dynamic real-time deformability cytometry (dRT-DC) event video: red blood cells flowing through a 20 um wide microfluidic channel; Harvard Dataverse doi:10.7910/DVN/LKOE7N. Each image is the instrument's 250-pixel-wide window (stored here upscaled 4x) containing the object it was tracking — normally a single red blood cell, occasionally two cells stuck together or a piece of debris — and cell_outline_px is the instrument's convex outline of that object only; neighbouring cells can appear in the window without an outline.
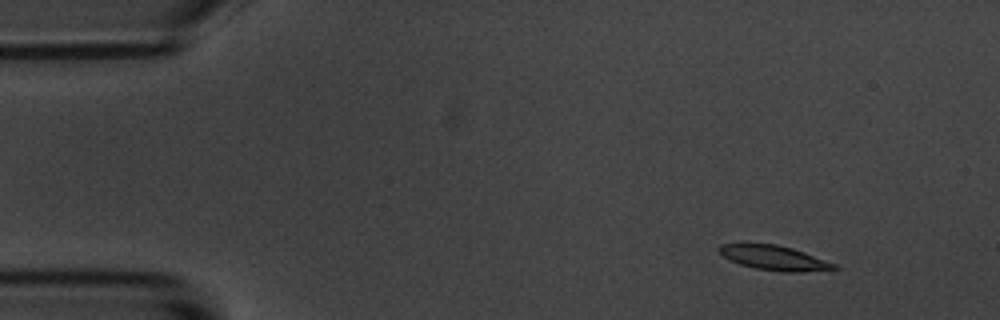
{"species": "common noctule bat (a hibernating species)", "species_latin": "Nyctalus noctula", "temperature_condition": "room temperature", "stored_images_in_passage": 6, "camera_frame_rate_fps": 3000, "um_per_image_px": 0.085, "animal": {"sex": "male", "body_mass_g": 20.1, "forearm_length_mm": 53.5}, "frame": {"image": 1, "passage_image": 2, "time_ms": 1.333, "image_size_px": [1000, 320], "cell_outline_px": [[840, 268], [800, 272], [780, 272], [756, 268], [740, 264], [724, 256], [716, 248], [720, 244], [740, 240], [748, 240], [776, 244], [792, 248], [804, 252], [836, 264]], "centroid_in_image_um": [65.69, 21.85], "position_along_channel_um": 19.3, "area_um2": 17.17}}
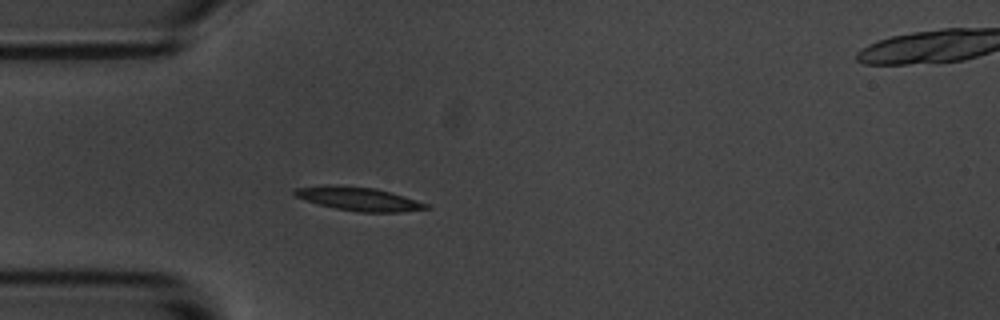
{"frame": {"image": 2, "passage_image": 5, "time_ms": 4.667, "image_size_px": [1000, 320], "cell_outline_px": [[432, 208], [400, 212], [360, 212], [336, 208], [316, 204], [296, 196], [292, 192], [296, 188], [328, 184], [376, 188], [404, 196], [428, 204]], "centroid_in_image_um": [30.48, 16.9], "position_along_channel_um": 54.5, "area_um2": 18.03}}